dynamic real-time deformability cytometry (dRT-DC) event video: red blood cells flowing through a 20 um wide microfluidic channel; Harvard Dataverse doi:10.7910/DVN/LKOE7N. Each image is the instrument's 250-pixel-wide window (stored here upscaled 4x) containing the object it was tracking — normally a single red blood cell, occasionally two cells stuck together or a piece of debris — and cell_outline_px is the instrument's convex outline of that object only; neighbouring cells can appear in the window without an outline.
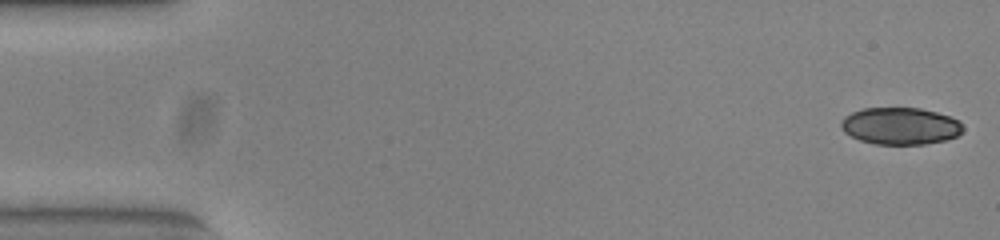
{"species": "common noctule bat (a hibernating species)", "species_latin": "Nyctalus noctula", "temperature_condition": "warm", "stored_images_in_passage": 52, "camera_frame_rate_fps": 3000, "um_per_image_px": 0.085, "animal": {"sex": "female", "body_mass_g": 23.0, "forearm_length_mm": 53.4}, "frame": {"image": 1, "passage_image": 1, "time_ms": 0.0, "image_size_px": [1000, 240], "cell_outline_px": [[964, 128], [956, 136], [944, 140], [924, 144], [876, 144], [860, 140], [844, 132], [840, 128], [840, 120], [844, 116], [852, 112], [864, 108], [920, 108], [936, 112], [960, 120]], "centroid_in_image_um": [76.5, 10.7], "position_along_channel_um": 8.5, "area_um2": 26.3}}
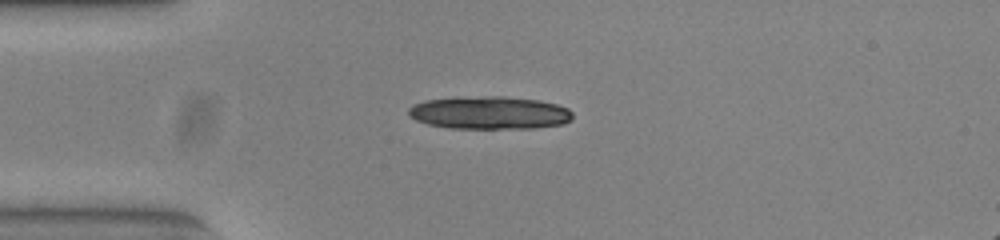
{"frame": {"image": 2, "passage_image": 13, "time_ms": 4.0, "image_size_px": [1000, 240], "cell_outline_px": [[572, 120], [564, 124], [536, 128], [448, 128], [428, 124], [416, 120], [408, 116], [408, 108], [412, 104], [424, 100], [484, 96], [504, 96], [540, 100], [556, 104], [568, 108], [572, 112]], "centroid_in_image_um": [41.62, 9.59], "position_along_channel_um": 43.4, "area_um2": 31.62}}